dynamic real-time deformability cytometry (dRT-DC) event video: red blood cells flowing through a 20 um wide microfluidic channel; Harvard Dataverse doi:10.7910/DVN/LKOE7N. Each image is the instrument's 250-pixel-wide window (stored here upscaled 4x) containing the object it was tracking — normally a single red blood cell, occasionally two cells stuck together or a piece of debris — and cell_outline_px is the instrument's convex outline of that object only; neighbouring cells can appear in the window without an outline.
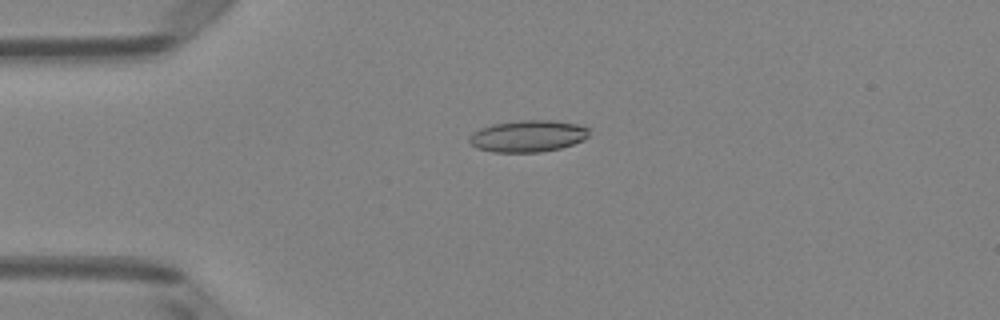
{"species": "Egyptian fruit bat (a non-hibernating species)", "species_latin": "Rousettus aegyptiacus", "temperature_condition": "room temperature", "stored_images_in_passage": 4, "camera_frame_rate_fps": 3000, "um_per_image_px": 0.085, "animal": {"sex": "female"}, "frame": {"image": 1, "passage_image": 4, "time_ms": 1.0, "image_size_px": [1000, 320], "cell_outline_px": [[588, 136], [584, 140], [560, 148], [540, 152], [492, 152], [476, 148], [468, 140], [468, 136], [472, 132], [480, 128], [492, 124], [520, 120], [552, 120], [576, 124], [588, 128]], "centroid_in_image_um": [44.83, 11.57], "position_along_channel_um": 40.2, "area_um2": 22.2}}